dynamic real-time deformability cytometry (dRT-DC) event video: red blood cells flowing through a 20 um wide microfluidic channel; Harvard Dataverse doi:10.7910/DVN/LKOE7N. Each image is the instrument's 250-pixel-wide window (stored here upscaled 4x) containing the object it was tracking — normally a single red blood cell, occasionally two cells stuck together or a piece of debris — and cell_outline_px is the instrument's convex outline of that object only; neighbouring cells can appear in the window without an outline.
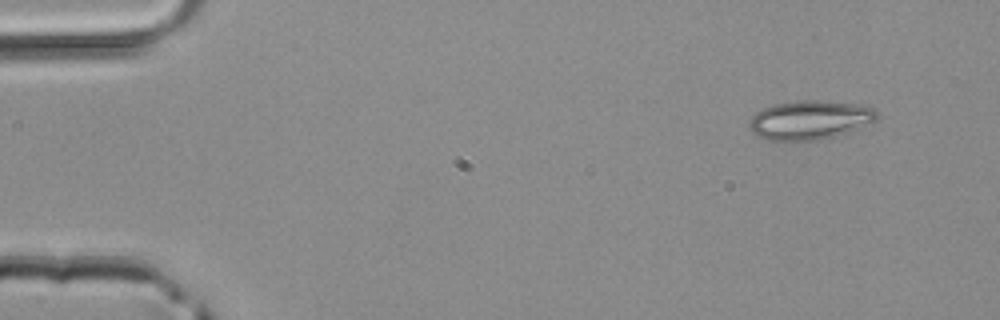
{"species": "common noctule bat (a hibernating species)", "species_latin": "Nyctalus noctula", "temperature_condition": "room temperature", "stored_images_in_passage": 3, "camera_frame_rate_fps": 3000, "um_per_image_px": 0.085, "animal": {"sex": "male", "body_mass_g": 20.4}, "frame": {"image": 1, "passage_image": 1, "time_ms": 0.0, "image_size_px": [1000, 320], "cell_outline_px": [[876, 120], [848, 132], [820, 140], [768, 140], [756, 136], [748, 128], [748, 120], [756, 112], [764, 108], [776, 104], [796, 100], [820, 100], [856, 104], [872, 108], [876, 112]], "centroid_in_image_um": [68.77, 10.2], "position_along_channel_um": 16.2, "area_um2": 28.9}}